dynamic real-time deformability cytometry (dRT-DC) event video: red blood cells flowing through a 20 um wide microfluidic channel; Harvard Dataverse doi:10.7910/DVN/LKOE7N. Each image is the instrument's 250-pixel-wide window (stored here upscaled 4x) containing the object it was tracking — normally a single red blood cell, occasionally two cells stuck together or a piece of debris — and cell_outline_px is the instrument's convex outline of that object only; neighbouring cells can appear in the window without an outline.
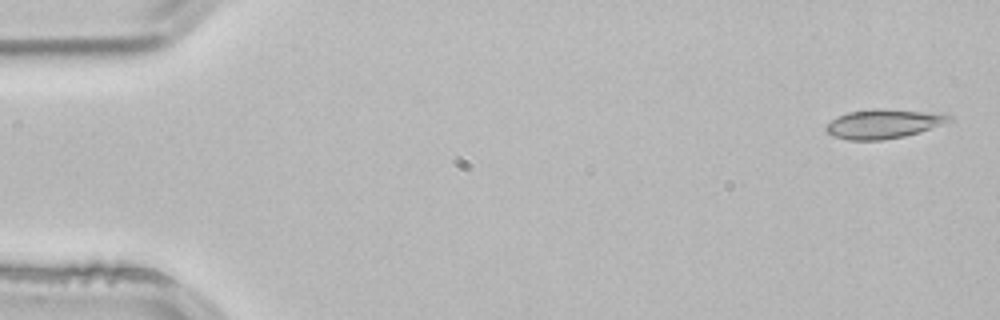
{"species": "common noctule bat (a hibernating species)", "species_latin": "Nyctalus noctula", "temperature_condition": "room temperature", "stored_images_in_passage": 3, "camera_frame_rate_fps": 3000, "um_per_image_px": 0.085, "animal": {"sex": "male", "body_mass_g": 21.5, "forearm_length_mm": 52.0}, "frame": {"image": 1, "passage_image": 1, "time_ms": 0.0, "image_size_px": [1000, 320], "cell_outline_px": [[952, 120], [920, 132], [904, 136], [880, 140], [848, 140], [832, 136], [824, 128], [824, 124], [836, 116], [848, 112], [872, 108], [884, 108], [944, 112], [952, 116]], "centroid_in_image_um": [75.09, 10.49], "position_along_channel_um": 9.9, "area_um2": 21.5}}